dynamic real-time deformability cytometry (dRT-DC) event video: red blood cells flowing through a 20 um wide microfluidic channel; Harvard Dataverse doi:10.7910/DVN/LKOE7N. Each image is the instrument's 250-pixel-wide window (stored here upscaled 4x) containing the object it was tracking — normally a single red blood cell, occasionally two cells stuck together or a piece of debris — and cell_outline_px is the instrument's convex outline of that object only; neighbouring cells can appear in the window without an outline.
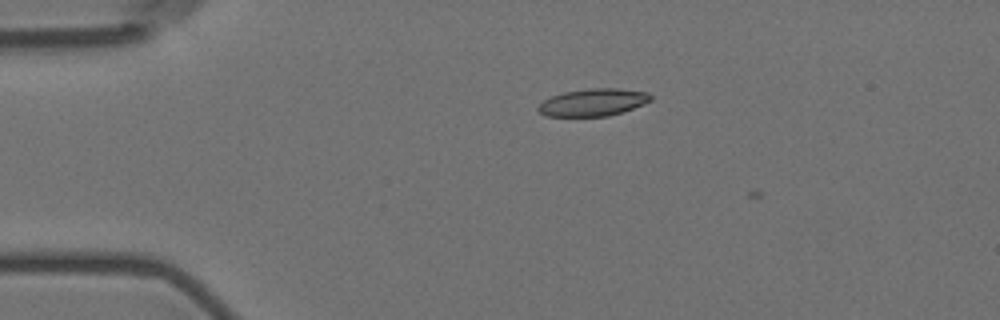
{"species": "Egyptian fruit bat (a non-hibernating species)", "species_latin": "Rousettus aegyptiacus", "temperature_condition": "room temperature", "stored_images_in_passage": 2, "camera_frame_rate_fps": 3000, "um_per_image_px": 0.085, "animal": {"sex": "female"}, "frame": {"image": 1, "passage_image": 1, "time_ms": 0.0, "image_size_px": [1000, 320], "cell_outline_px": [[652, 100], [644, 104], [608, 116], [544, 116], [536, 108], [544, 100], [552, 96], [564, 92], [588, 88], [620, 88], [648, 92], [652, 96]], "centroid_in_image_um": [50.42, 8.69], "position_along_channel_um": 34.6, "area_um2": 17.92}}